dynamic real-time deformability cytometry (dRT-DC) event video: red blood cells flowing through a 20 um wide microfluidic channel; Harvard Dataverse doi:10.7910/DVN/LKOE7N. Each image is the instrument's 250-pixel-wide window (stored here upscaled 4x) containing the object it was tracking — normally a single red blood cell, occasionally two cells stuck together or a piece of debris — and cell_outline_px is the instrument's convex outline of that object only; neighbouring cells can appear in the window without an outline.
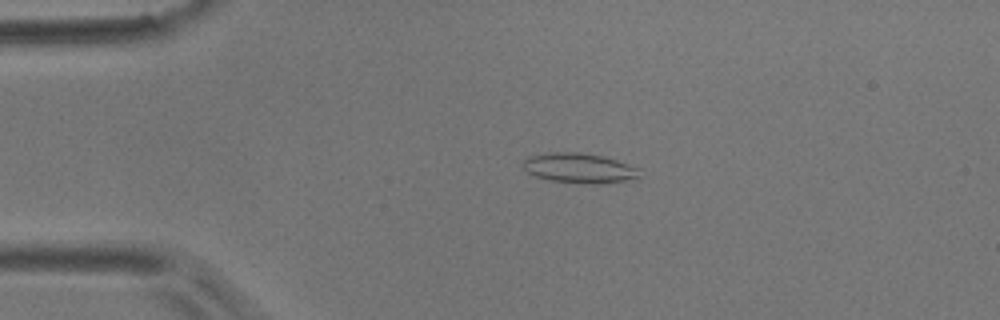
{"species": "common noctule bat (a hibernating species)", "species_latin": "Nyctalus noctula", "temperature_condition": "room temperature", "stored_images_in_passage": 50, "camera_frame_rate_fps": 3000, "um_per_image_px": 0.085, "animal": {"sex": "male", "body_mass_g": 17.9}, "frame": {"image": 1, "passage_image": 6, "time_ms": 1.667, "image_size_px": [1000, 320], "cell_outline_px": [[640, 180], [600, 184], [596, 184], [548, 180], [536, 176], [528, 172], [524, 168], [524, 160], [528, 156], [548, 152], [580, 152], [604, 156], [628, 164], [636, 168]], "centroid_in_image_um": [49.27, 14.29], "position_along_channel_um": 35.7, "area_um2": 20.4}}
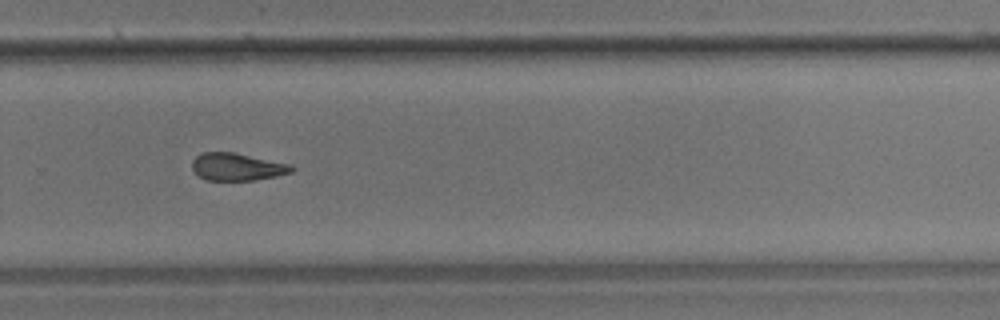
{"frame": {"image": 2, "passage_image": 32, "time_ms": 10.333, "image_size_px": [1000, 320], "cell_outline_px": [[296, 168], [292, 172], [276, 176], [256, 180], [208, 180], [200, 176], [192, 168], [192, 160], [196, 156], [204, 152], [236, 152], [292, 164]], "centroid_in_image_um": [20.21, 14.17], "position_along_channel_um": 309.6, "area_um2": 16.07}}
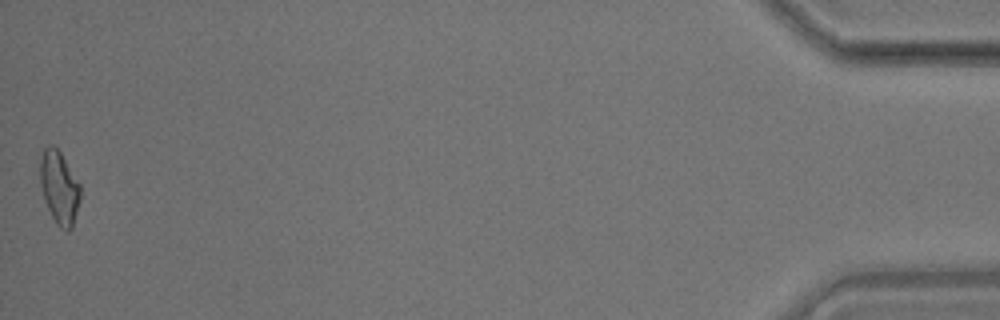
{"frame": {"image": 3, "passage_image": 50, "time_ms": 16.333, "image_size_px": [1000, 320], "cell_outline_px": [[80, 200], [72, 228], [68, 232], [60, 228], [56, 224], [44, 200], [40, 184], [40, 160], [44, 148], [48, 144], [52, 144], [60, 152], [80, 184]], "centroid_in_image_um": [5.03, 15.95], "position_along_channel_um": 430.2, "area_um2": 17.11}, "authors_computed_cell_mechanics": {"area_um2": 17.051, "velocity_mm_per_s": 3.5788, "shape_relaxation_time_tau1_ms": null, "shape_relaxation_time_tau2_ms": 4.6077, "deformation_change_tau1": null, "deformation_change_tau2": 0.1248}}